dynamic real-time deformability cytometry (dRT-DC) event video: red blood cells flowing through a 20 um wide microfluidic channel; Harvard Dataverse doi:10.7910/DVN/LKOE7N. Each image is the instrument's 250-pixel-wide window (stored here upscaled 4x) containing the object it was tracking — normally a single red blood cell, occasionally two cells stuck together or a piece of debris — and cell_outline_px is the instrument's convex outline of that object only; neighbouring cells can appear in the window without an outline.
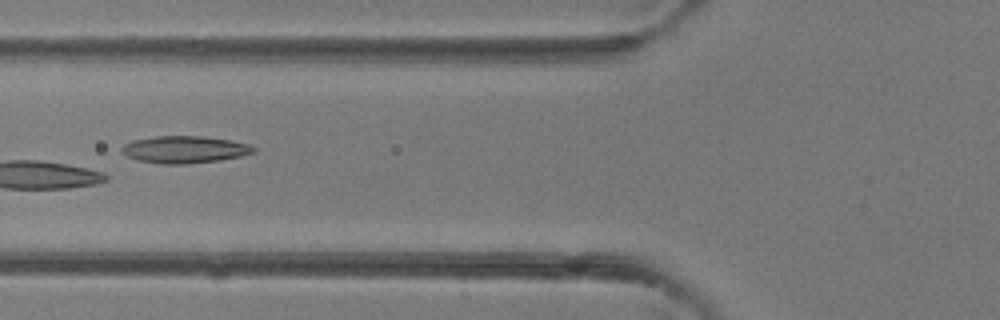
{"species": "common noctule bat (a hibernating species)", "species_latin": "Nyctalus noctula", "temperature_condition": "room temperature", "stored_images_in_passage": 4, "camera_frame_rate_fps": 3000, "um_per_image_px": 0.085, "animal": {"sex": "female"}, "frame": {"image": 1, "passage_image": 4, "time_ms": 3.333, "image_size_px": [1000, 320], "cell_outline_px": [[256, 152], [240, 156], [220, 160], [184, 164], [160, 164], [136, 160], [128, 156], [120, 148], [124, 144], [132, 140], [156, 136], [204, 136], [232, 140], [248, 144], [256, 148]], "centroid_in_image_um": [15.7, 12.7], "position_along_channel_um": 110.1, "area_um2": 20.92}}